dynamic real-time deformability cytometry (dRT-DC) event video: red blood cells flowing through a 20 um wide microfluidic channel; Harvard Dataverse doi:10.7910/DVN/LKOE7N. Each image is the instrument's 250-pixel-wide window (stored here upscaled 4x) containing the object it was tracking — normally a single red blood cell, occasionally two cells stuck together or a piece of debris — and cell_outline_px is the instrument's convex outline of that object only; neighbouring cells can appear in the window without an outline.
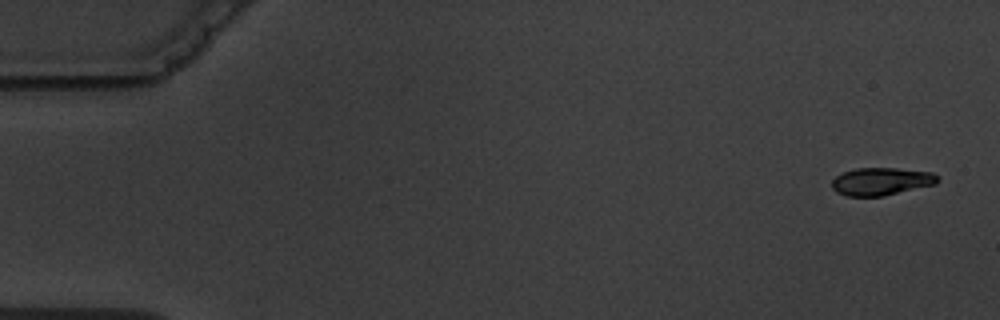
{"species": "common noctule bat (a hibernating species)", "species_latin": "Nyctalus noctula", "temperature_condition": "warm", "stored_images_in_passage": 5, "camera_frame_rate_fps": 3000, "um_per_image_px": 0.085, "animal": {"sex": "male", "body_mass_g": 19.5, "forearm_length_mm": 54.6}, "frame": {"image": 1, "passage_image": 1, "time_ms": 0.0, "image_size_px": [1000, 320], "cell_outline_px": [[940, 180], [936, 184], [884, 196], [844, 196], [836, 192], [832, 188], [832, 180], [836, 176], [844, 172], [856, 168], [896, 168], [932, 172]], "centroid_in_image_um": [74.89, 15.42], "position_along_channel_um": 10.1, "area_um2": 17.11}}
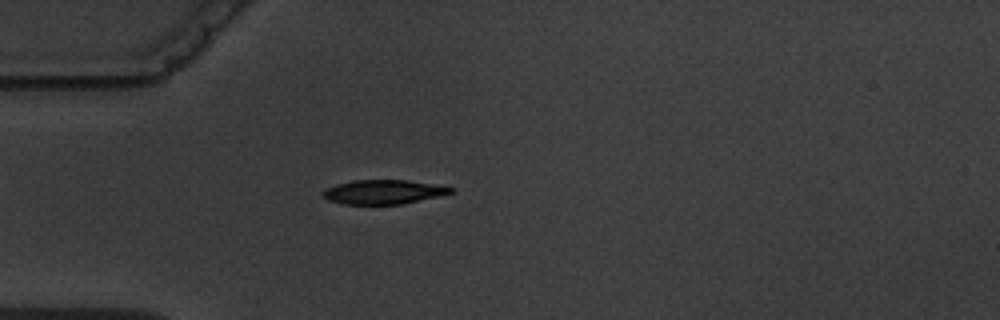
{"frame": {"image": 2, "passage_image": 5, "time_ms": 4.667, "image_size_px": [1000, 320], "cell_outline_px": [[452, 192], [440, 196], [400, 204], [344, 204], [328, 200], [320, 192], [336, 184], [352, 180], [408, 180], [432, 184], [452, 188]], "centroid_in_image_um": [32.54, 16.31], "position_along_channel_um": 52.5, "area_um2": 17.8}}